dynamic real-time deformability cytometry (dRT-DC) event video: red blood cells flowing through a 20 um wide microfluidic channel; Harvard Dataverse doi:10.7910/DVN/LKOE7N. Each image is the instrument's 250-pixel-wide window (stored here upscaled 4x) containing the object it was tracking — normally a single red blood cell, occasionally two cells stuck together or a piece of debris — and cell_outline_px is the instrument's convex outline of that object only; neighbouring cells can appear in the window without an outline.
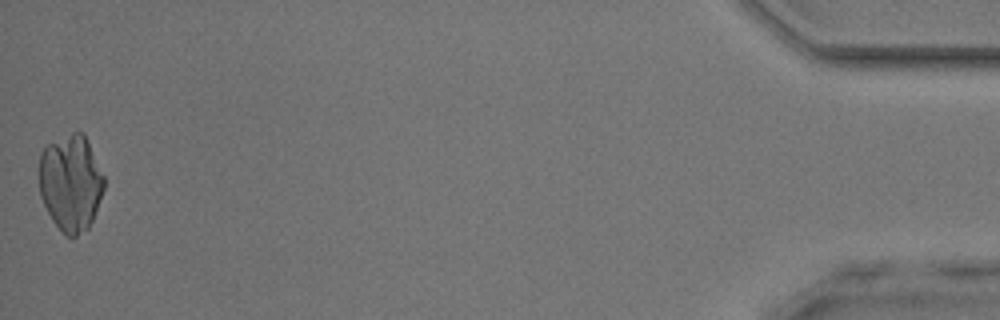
{"species": "common noctule bat (a hibernating species)", "species_latin": "Nyctalus noctula", "temperature_condition": "room temperature", "stored_images_in_passage": 47, "camera_frame_rate_fps": 3000, "um_per_image_px": 0.085, "animal": {"sex": "male", "body_mass_g": 17.9, "forearm_length_mm": 54.2}, "frame": {"image": 1, "passage_image": 47, "time_ms": 15.333, "image_size_px": [1000, 320], "cell_outline_px": [[104, 188], [92, 220], [88, 228], [76, 236], [68, 236], [52, 220], [40, 196], [40, 152], [48, 144], [72, 132], [84, 132], [104, 176]], "centroid_in_image_um": [6.02, 15.51], "position_along_channel_um": 429.2, "area_um2": 36.13}}